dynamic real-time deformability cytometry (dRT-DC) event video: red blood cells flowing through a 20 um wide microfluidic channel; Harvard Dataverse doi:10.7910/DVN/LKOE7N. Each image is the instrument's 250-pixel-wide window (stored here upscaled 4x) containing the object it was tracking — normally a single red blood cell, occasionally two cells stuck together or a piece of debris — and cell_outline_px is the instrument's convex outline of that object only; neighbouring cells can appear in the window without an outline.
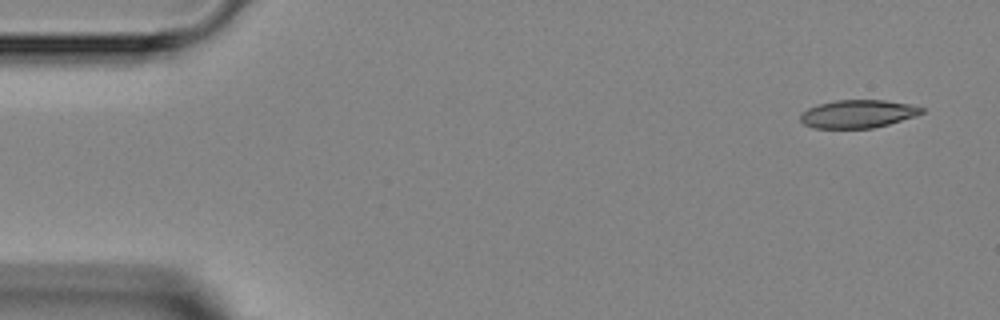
{"species": "Egyptian fruit bat (a non-hibernating species)", "species_latin": "Rousettus aegyptiacus", "temperature_condition": "room temperature", "stored_images_in_passage": 3, "camera_frame_rate_fps": 3000, "um_per_image_px": 0.085, "animal": {"sex": "female"}, "frame": {"image": 1, "passage_image": 1, "time_ms": 0.0, "image_size_px": [1000, 320], "cell_outline_px": [[924, 112], [916, 116], [888, 124], [872, 128], [812, 128], [804, 124], [800, 120], [800, 116], [808, 108], [820, 104], [836, 100], [884, 100], [912, 104], [924, 108]], "centroid_in_image_um": [72.95, 9.68], "position_along_channel_um": 12.1, "area_um2": 19.77}}
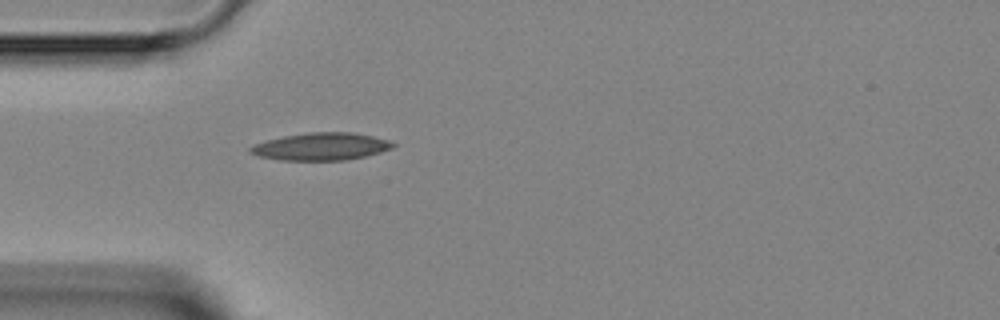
{"frame": {"image": 2, "passage_image": 3, "time_ms": 3.667, "image_size_px": [1000, 320], "cell_outline_px": [[396, 144], [392, 148], [380, 152], [364, 156], [344, 160], [280, 160], [256, 156], [248, 152], [248, 148], [252, 144], [284, 136], [308, 132], [352, 132], [372, 136], [388, 140]], "centroid_in_image_um": [27.24, 12.45], "position_along_channel_um": 57.8, "area_um2": 22.83}}